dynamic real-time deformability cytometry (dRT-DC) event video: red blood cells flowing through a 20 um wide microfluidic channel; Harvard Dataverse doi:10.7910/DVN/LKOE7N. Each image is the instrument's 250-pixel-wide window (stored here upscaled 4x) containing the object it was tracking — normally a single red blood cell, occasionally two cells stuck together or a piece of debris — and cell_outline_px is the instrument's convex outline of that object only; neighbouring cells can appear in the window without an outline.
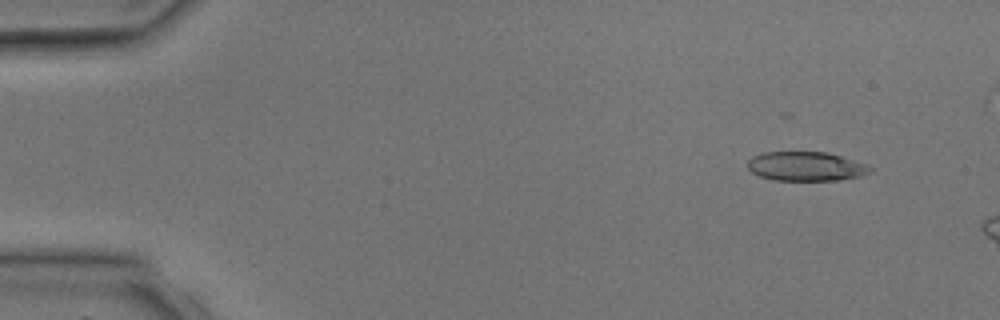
{"species": "common noctule bat (a hibernating species)", "species_latin": "Nyctalus noctula", "temperature_condition": "room temperature", "stored_images_in_passage": 5, "camera_frame_rate_fps": 3000, "um_per_image_px": 0.085, "animal": {"sex": "male", "body_mass_g": 17.9, "forearm_length_mm": 54.2}, "frame": {"image": 1, "passage_image": 2, "time_ms": 1.0, "image_size_px": [1000, 320], "cell_outline_px": [[876, 168], [872, 172], [860, 176], [840, 180], [772, 180], [760, 176], [752, 172], [748, 168], [748, 160], [752, 156], [764, 152], [828, 152], [868, 164]], "centroid_in_image_um": [68.56, 14.14], "position_along_channel_um": 16.4, "area_um2": 21.1}}
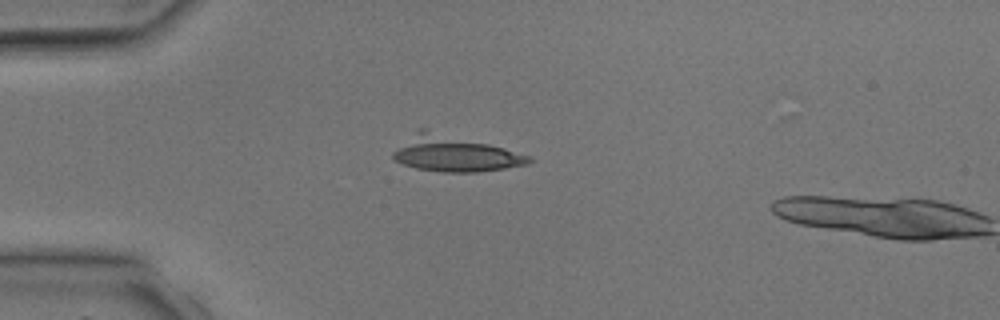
{"frame": {"image": 2, "passage_image": 4, "time_ms": 3.333, "image_size_px": [1000, 320], "cell_outline_px": [[532, 160], [528, 164], [504, 168], [476, 172], [444, 172], [416, 168], [392, 160], [392, 152], [420, 128], [428, 128], [504, 148], [532, 156]], "centroid_in_image_um": [38.63, 13.05], "position_along_channel_um": 46.4, "area_um2": 28.21}}